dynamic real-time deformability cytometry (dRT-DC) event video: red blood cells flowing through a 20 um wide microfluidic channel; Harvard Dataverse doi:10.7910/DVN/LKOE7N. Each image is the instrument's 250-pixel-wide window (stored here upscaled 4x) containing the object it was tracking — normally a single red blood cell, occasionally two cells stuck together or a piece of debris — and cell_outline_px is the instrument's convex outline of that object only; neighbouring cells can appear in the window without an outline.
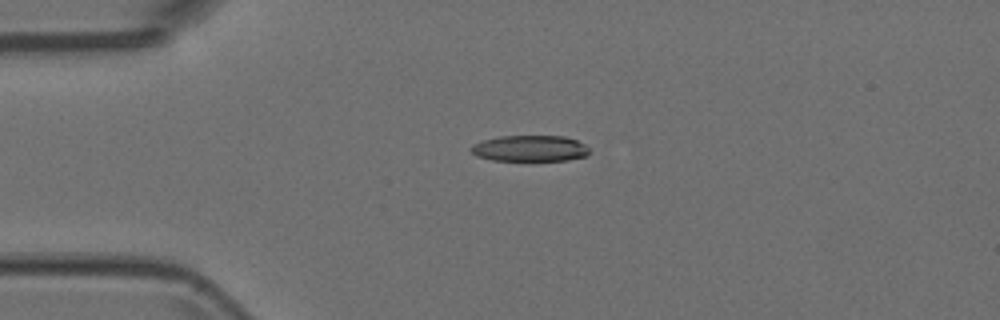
{"species": "Egyptian fruit bat (a non-hibernating species)", "species_latin": "Rousettus aegyptiacus", "temperature_condition": "room temperature", "stored_images_in_passage": 5, "camera_frame_rate_fps": 3000, "um_per_image_px": 0.085, "animal": {"sex": "female"}, "frame": {"image": 1, "passage_image": 5, "time_ms": 1.333, "image_size_px": [1000, 320], "cell_outline_px": [[592, 152], [588, 156], [568, 160], [492, 160], [476, 156], [468, 148], [472, 144], [484, 140], [500, 136], [564, 136], [576, 140], [584, 144]], "centroid_in_image_um": [45.06, 12.61], "position_along_channel_um": 39.9, "area_um2": 18.09}}